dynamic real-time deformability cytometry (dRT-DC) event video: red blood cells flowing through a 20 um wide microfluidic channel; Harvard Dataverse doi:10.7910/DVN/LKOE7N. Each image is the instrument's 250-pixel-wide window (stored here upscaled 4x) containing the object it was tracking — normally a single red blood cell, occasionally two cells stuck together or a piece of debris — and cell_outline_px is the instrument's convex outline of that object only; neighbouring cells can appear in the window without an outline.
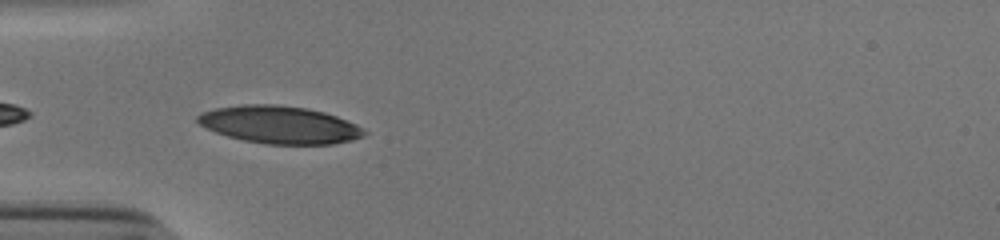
{"species": "human", "species_latin": "Homo sapiens", "temperature_condition": "cold", "stored_images_in_passage": 38, "camera_frame_rate_fps": 3000, "um_per_image_px": 0.085, "donor": {"sex": "male"}, "frame": {"image": 1, "passage_image": 2, "time_ms": 0.333, "image_size_px": [1000, 240], "cell_outline_px": [[368, 132], [364, 136], [352, 140], [332, 144], [264, 144], [244, 140], [228, 136], [216, 132], [200, 124], [196, 120], [196, 116], [200, 112], [216, 108], [244, 104], [276, 104], [304, 108], [324, 112], [336, 116], [356, 124], [364, 128]], "centroid_in_image_um": [23.77, 10.6], "position_along_channel_um": 61.2, "area_um2": 36.41}}
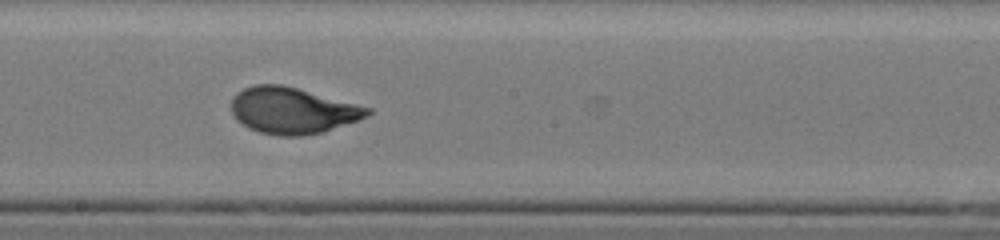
{"frame": {"image": 2, "passage_image": 15, "time_ms": 4.667, "image_size_px": [1000, 240], "cell_outline_px": [[372, 112], [368, 116], [324, 132], [300, 136], [280, 136], [260, 132], [248, 128], [236, 120], [232, 112], [232, 96], [236, 92], [244, 88], [256, 84], [280, 84], [296, 88], [372, 108]], "centroid_in_image_um": [24.84, 9.4], "position_along_channel_um": 223.4, "area_um2": 36.65}}
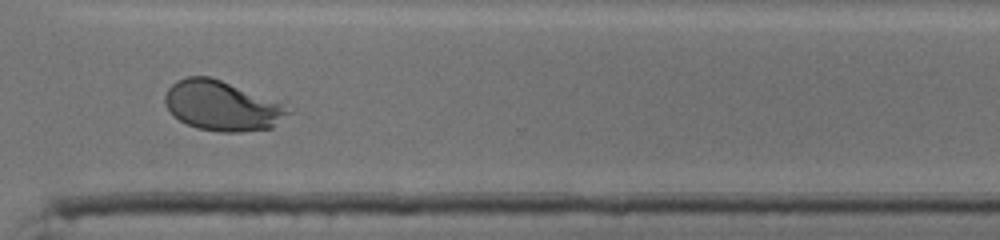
{"frame": {"image": 3, "passage_image": 25, "time_ms": 8.0, "image_size_px": [1000, 240], "cell_outline_px": [[296, 108], [292, 112], [272, 128], [240, 132], [220, 132], [196, 128], [180, 120], [164, 104], [164, 96], [168, 88], [176, 80], [188, 76], [208, 76], [220, 80]], "centroid_in_image_um": [18.91, 9.0], "position_along_channel_um": 351.7, "area_um2": 35.84}, "authors_computed_cell_mechanics": {"area_um2": 36.2695, "velocity_mm_per_s": 3.8354, "shape_relaxation_time_tau1_ms": 3.1031, "shape_relaxation_time_tau2_ms": null, "deformation_change_tau1": 0.177, "deformation_change_tau2": null}}